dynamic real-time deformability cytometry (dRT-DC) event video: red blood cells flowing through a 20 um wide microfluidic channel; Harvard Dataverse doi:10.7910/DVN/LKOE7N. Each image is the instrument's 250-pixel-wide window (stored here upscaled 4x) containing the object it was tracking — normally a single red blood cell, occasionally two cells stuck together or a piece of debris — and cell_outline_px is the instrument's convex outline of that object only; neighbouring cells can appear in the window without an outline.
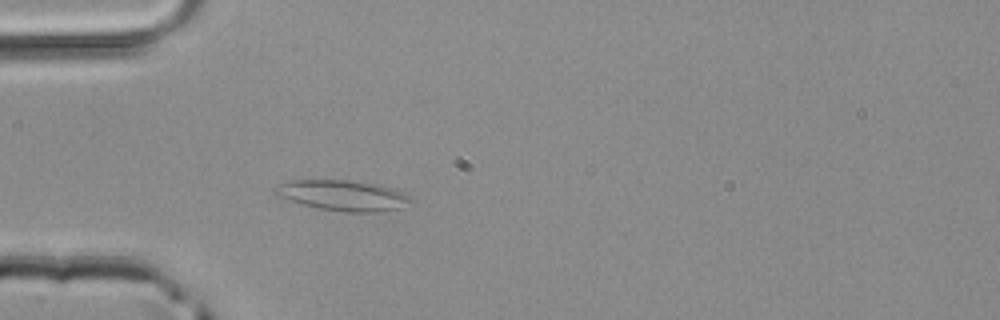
{"species": "common noctule bat (a hibernating species)", "species_latin": "Nyctalus noctula", "temperature_condition": "room temperature", "stored_images_in_passage": 46, "camera_frame_rate_fps": 3000, "um_per_image_px": 0.085, "animal": {"sex": "male", "body_mass_g": 20.4}, "frame": {"image": 1, "passage_image": 12, "time_ms": 3.667, "image_size_px": [1000, 320], "cell_outline_px": [[412, 200], [396, 208], [380, 212], [348, 212], [320, 208], [300, 204], [276, 196], [272, 188], [280, 184], [292, 180], [348, 180], [376, 184], [400, 192], [408, 196]], "centroid_in_image_um": [29.03, 16.61], "position_along_channel_um": 56.0, "area_um2": 23.64}}
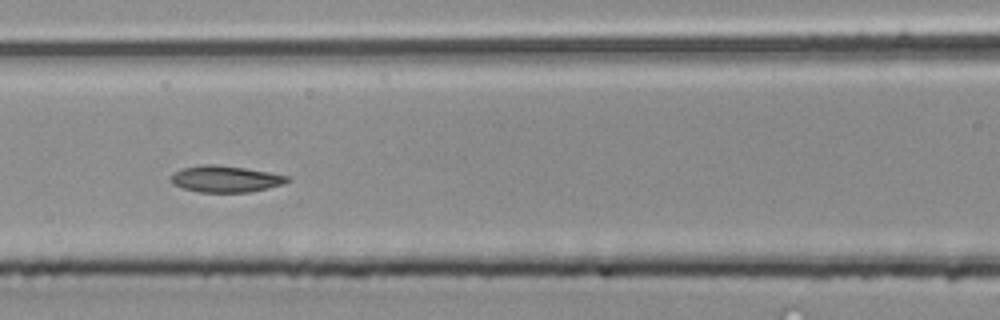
{"frame": {"image": 2, "passage_image": 19, "time_ms": 6.0, "image_size_px": [1000, 320], "cell_outline_px": [[292, 180], [284, 184], [268, 188], [248, 192], [196, 192], [172, 184], [172, 172], [180, 168], [204, 164], [216, 164], [244, 168], [268, 172], [288, 176]], "centroid_in_image_um": [19.16, 15.21], "position_along_channel_um": 147.4, "area_um2": 18.03}}
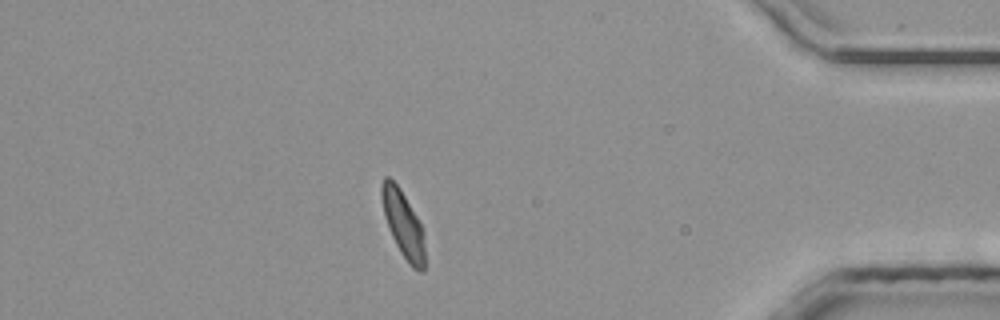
{"frame": {"image": 3, "passage_image": 40, "time_ms": 13.0, "image_size_px": [1000, 320], "cell_outline_px": [[424, 272], [420, 272], [412, 268], [400, 252], [392, 236], [384, 216], [380, 196], [380, 184], [384, 176], [388, 176], [400, 188], [416, 216], [424, 232]], "centroid_in_image_um": [34.25, 19.04], "position_along_channel_um": 401.0, "area_um2": 16.76}}